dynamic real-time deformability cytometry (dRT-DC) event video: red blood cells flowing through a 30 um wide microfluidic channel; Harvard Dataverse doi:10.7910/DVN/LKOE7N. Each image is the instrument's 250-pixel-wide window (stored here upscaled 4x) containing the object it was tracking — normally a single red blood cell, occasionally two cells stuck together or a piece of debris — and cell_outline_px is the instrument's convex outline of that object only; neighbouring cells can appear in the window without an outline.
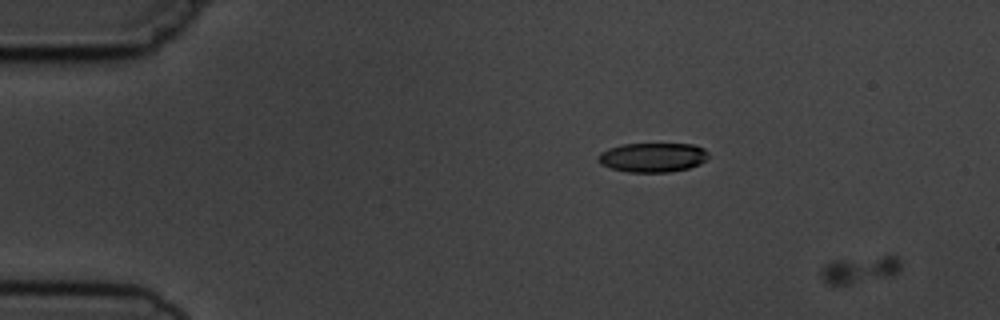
{"species": "common noctule bat (a hibernating species)", "species_latin": "Nyctalus noctula", "temperature_condition": "cold", "stored_images_in_passage": 6, "segment_of_instrument_passage": [1, 2], "camera_frame_rate_fps": 3000, "um_per_image_px": 0.085, "animal": {"sex": "male", "body_mass_g": 19.5, "forearm_length_mm": 54.6}, "frame": {"image": 1, "passage_image": 2, "time_ms": 1.0, "image_size_px": [1000, 320], "cell_outline_px": [[900, 272], [848, 284], [828, 284], [820, 276], [820, 272], [832, 260], [884, 256], [896, 256], [900, 260]], "centroid_in_image_um": [73.06, 22.9], "position_along_channel_um": 11.9, "area_um2": 12.02}}